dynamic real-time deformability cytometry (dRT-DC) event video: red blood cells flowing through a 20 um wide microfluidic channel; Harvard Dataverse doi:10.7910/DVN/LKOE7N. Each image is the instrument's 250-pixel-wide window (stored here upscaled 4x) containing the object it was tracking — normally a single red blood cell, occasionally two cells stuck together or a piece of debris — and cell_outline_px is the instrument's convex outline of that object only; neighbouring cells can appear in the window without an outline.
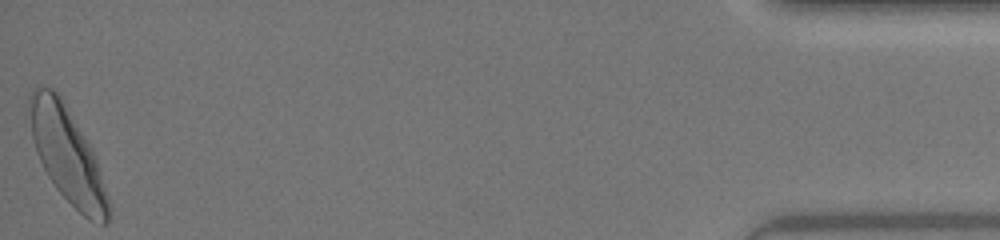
{"species": "human", "species_latin": "Homo sapiens", "temperature_condition": "warm", "stored_images_in_passage": 36, "camera_frame_rate_fps": 3000, "um_per_image_px": 0.085, "donor": {"sex": "female"}, "frame": {"image": 1, "passage_image": 36, "time_ms": 11.667, "image_size_px": [1000, 240], "cell_outline_px": [[112, 216], [108, 224], [104, 224], [92, 220], [84, 216], [56, 188], [48, 176], [36, 152], [32, 136], [28, 104], [28, 96], [32, 88], [36, 84], [40, 84], [52, 88], [60, 96], [92, 148], [100, 172], [108, 200]], "centroid_in_image_um": [5.7, 13.12], "position_along_channel_um": 429.5, "area_um2": 43.35}, "authors_computed_cell_mechanics": {"area_um2": 37.7145, "velocity_mm_per_s": 4.3694, "shape_relaxation_time_tau1_ms": 2.8397, "shape_relaxation_time_tau2_ms": 0.7537, "deformation_change_tau1": 0.1388, "deformation_change_tau2": 0.068}}